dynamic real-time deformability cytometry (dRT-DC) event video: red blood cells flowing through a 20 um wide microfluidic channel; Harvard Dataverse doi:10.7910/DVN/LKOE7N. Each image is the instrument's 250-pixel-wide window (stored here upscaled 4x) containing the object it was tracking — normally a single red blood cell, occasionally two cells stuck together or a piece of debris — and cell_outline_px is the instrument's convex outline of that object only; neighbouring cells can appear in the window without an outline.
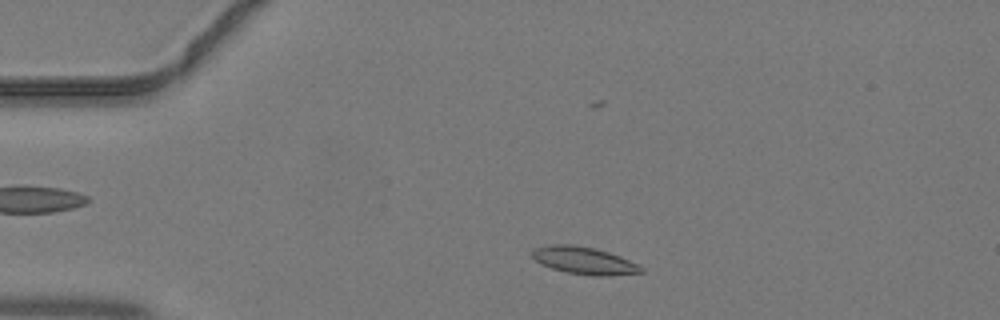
{"species": "common noctule bat (a hibernating species)", "species_latin": "Nyctalus noctula", "temperature_condition": "warm", "stored_images_in_passage": 40, "camera_frame_rate_fps": 3000, "um_per_image_px": 0.085, "animal": {"sex": "male", "body_mass_g": 19.2, "forearm_length_mm": 51.8}, "frame": {"image": 1, "passage_image": 5, "time_ms": 1.333, "image_size_px": [1000, 320], "cell_outline_px": [[644, 272], [608, 276], [592, 276], [568, 272], [552, 268], [540, 264], [532, 256], [532, 248], [552, 244], [568, 244], [592, 248], [608, 252], [620, 256], [640, 264], [644, 268]], "centroid_in_image_um": [49.67, 22.15], "position_along_channel_um": 35.3, "area_um2": 17.4}}
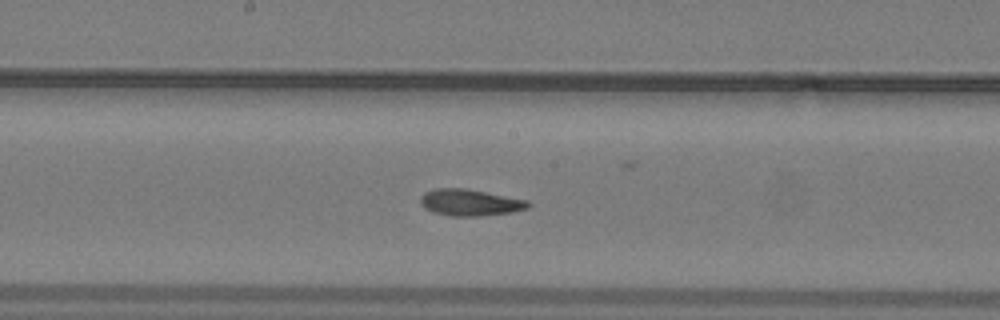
{"frame": {"image": 2, "passage_image": 19, "time_ms": 6.0, "image_size_px": [1000, 320], "cell_outline_px": [[532, 204], [528, 208], [512, 212], [476, 216], [452, 216], [432, 212], [424, 208], [420, 204], [420, 196], [424, 192], [432, 188], [468, 188], [528, 200]], "centroid_in_image_um": [39.93, 17.2], "position_along_channel_um": 208.3, "area_um2": 16.94}}
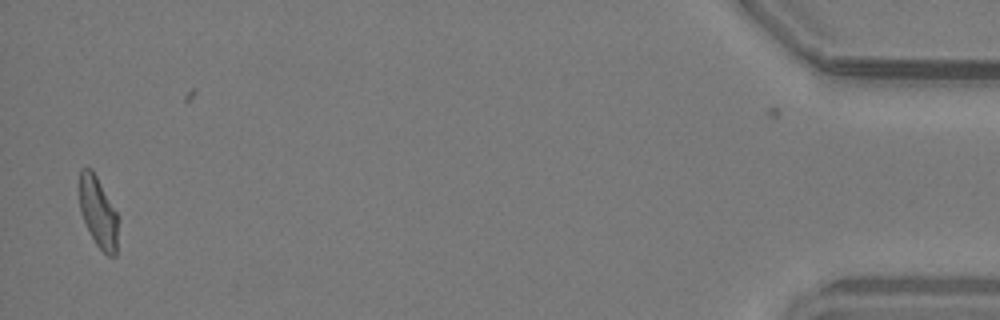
{"frame": {"image": 3, "passage_image": 39, "time_ms": 12.667, "image_size_px": [1000, 320], "cell_outline_px": [[116, 256], [108, 256], [96, 244], [80, 212], [80, 168], [92, 168], [116, 212]], "centroid_in_image_um": [8.32, 18.01], "position_along_channel_um": 426.9, "area_um2": 15.32}}